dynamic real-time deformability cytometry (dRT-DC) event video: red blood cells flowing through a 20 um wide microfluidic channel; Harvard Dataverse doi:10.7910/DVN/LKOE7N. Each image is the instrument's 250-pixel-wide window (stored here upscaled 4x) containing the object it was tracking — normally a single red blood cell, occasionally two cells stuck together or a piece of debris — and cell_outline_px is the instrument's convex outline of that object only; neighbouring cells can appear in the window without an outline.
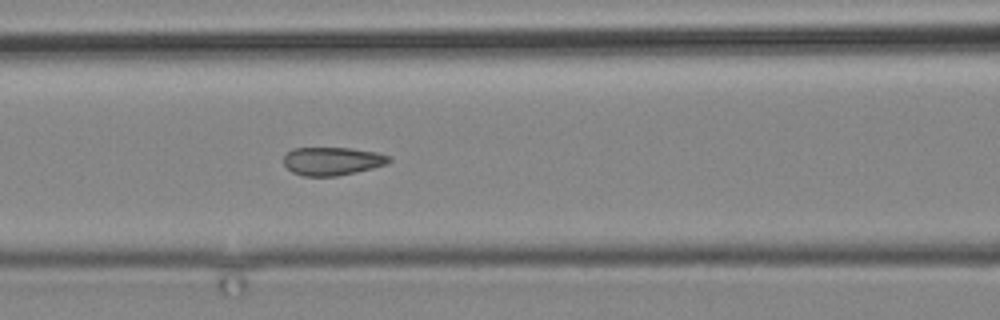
{"species": "common noctule bat (a hibernating species)", "species_latin": "Nyctalus noctula", "temperature_condition": "cold", "stored_images_in_passage": 12, "camera_frame_rate_fps": 3000, "um_per_image_px": 0.085, "animal": {"sex": "male", "body_mass_g": 19.2, "forearm_length_mm": 51.8}, "frame": {"image": 1, "passage_image": 12, "time_ms": 14.667, "image_size_px": [1000, 320], "cell_outline_px": [[392, 160], [388, 164], [356, 172], [336, 176], [304, 176], [292, 172], [284, 164], [284, 156], [292, 148], [348, 148], [380, 152], [392, 156]], "centroid_in_image_um": [28.29, 13.69], "position_along_channel_um": 138.3, "area_um2": 17.46}}